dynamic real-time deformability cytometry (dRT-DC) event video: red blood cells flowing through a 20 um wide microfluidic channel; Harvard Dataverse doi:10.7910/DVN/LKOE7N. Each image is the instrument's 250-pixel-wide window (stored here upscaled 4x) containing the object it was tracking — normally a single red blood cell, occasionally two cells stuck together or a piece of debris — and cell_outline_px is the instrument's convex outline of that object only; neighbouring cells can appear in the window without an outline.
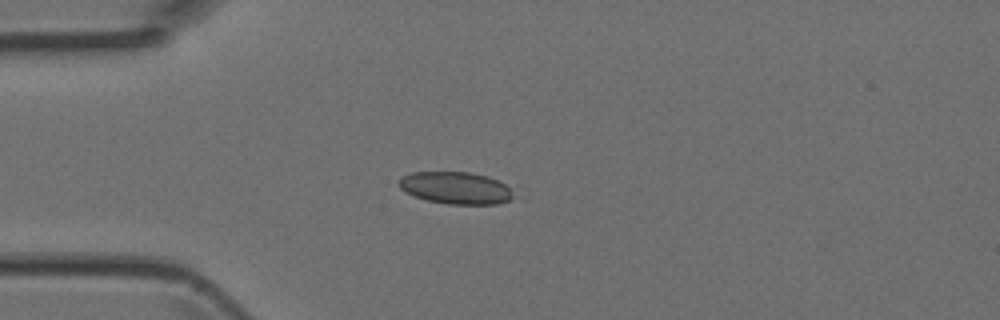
{"species": "Egyptian fruit bat (a non-hibernating species)", "species_latin": "Rousettus aegyptiacus", "temperature_condition": "room temperature", "stored_images_in_passage": 3, "camera_frame_rate_fps": 3000, "um_per_image_px": 0.085, "animal": {"sex": "female"}, "frame": {"image": 1, "passage_image": 3, "time_ms": 0.667, "image_size_px": [1000, 320], "cell_outline_px": [[512, 196], [508, 200], [496, 204], [448, 204], [428, 200], [404, 192], [396, 184], [404, 176], [412, 172], [468, 172], [488, 176], [512, 188]], "centroid_in_image_um": [38.72, 15.97], "position_along_channel_um": 46.3, "area_um2": 21.27}}